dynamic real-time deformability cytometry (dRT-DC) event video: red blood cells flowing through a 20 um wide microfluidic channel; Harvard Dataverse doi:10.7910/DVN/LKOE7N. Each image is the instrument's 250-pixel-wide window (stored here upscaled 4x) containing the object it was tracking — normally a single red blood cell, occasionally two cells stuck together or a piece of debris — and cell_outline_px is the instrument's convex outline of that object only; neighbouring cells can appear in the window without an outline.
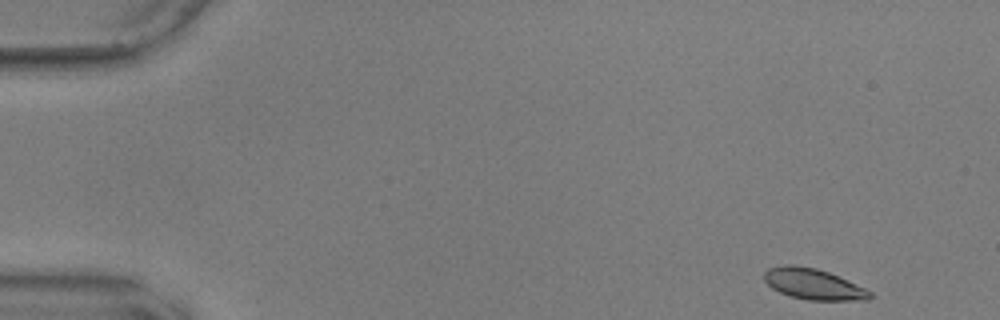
{"species": "common noctule bat (a hibernating species)", "species_latin": "Nyctalus noctula", "temperature_condition": "warm", "stored_images_in_passage": 53, "camera_frame_rate_fps": 3000, "um_per_image_px": 0.085, "animal": {"sex": "male", "body_mass_g": 17.9, "forearm_length_mm": 54.2}, "frame": {"image": 1, "passage_image": 1, "time_ms": 0.0, "image_size_px": [1000, 320], "cell_outline_px": [[872, 296], [868, 300], [808, 300], [788, 296], [772, 288], [764, 280], [764, 272], [768, 268], [788, 264], [792, 264], [816, 268], [828, 272], [864, 288], [872, 292]], "centroid_in_image_um": [69.1, 24.15], "position_along_channel_um": 15.9, "area_um2": 18.9}}
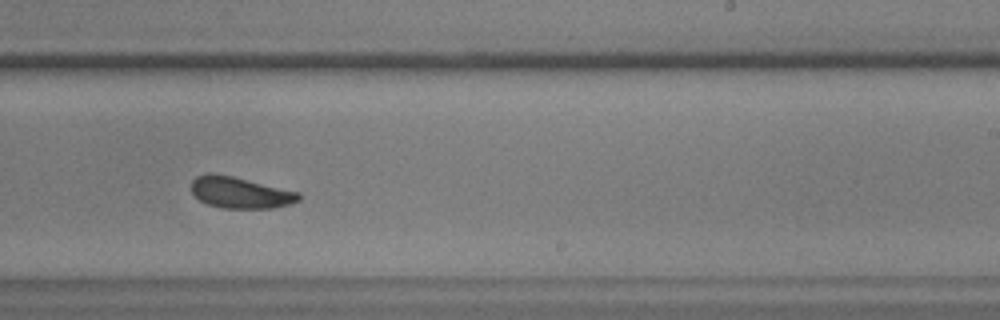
{"frame": {"image": 2, "passage_image": 32, "time_ms": 10.333, "image_size_px": [1000, 320], "cell_outline_px": [[300, 200], [292, 204], [272, 208], [220, 208], [208, 204], [200, 200], [192, 192], [192, 180], [196, 176], [208, 172], [212, 172], [232, 176], [300, 192]], "centroid_in_image_um": [20.42, 16.36], "position_along_channel_um": 268.6, "area_um2": 19.71}}
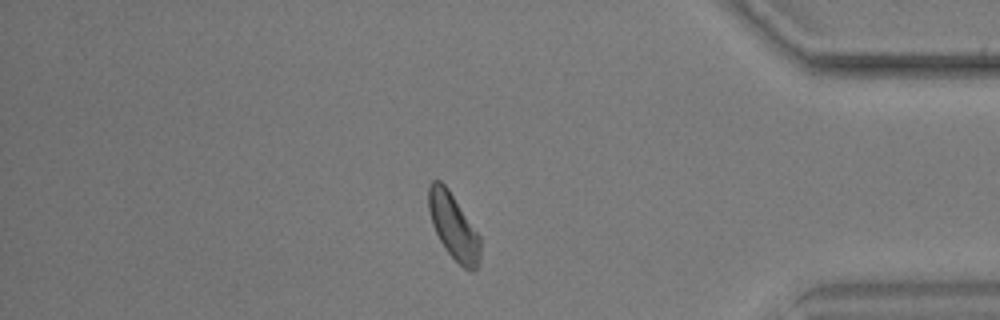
{"frame": {"image": 3, "passage_image": 45, "time_ms": 14.667, "image_size_px": [1000, 320], "cell_outline_px": [[480, 260], [476, 268], [472, 272], [464, 268], [448, 252], [440, 240], [432, 224], [428, 208], [428, 188], [432, 180], [440, 180], [448, 188], [480, 236]], "centroid_in_image_um": [38.54, 19.23], "position_along_channel_um": 396.7, "area_um2": 19.59}, "authors_computed_cell_mechanics": {"area_um2": 19.7098, "velocity_mm_per_s": 3.5769, "shape_relaxation_time_tau1_ms": 2.8436, "shape_relaxation_time_tau2_ms": 3.0356, "deformation_change_tau1": 0.0918, "deformation_change_tau2": 0.078}}